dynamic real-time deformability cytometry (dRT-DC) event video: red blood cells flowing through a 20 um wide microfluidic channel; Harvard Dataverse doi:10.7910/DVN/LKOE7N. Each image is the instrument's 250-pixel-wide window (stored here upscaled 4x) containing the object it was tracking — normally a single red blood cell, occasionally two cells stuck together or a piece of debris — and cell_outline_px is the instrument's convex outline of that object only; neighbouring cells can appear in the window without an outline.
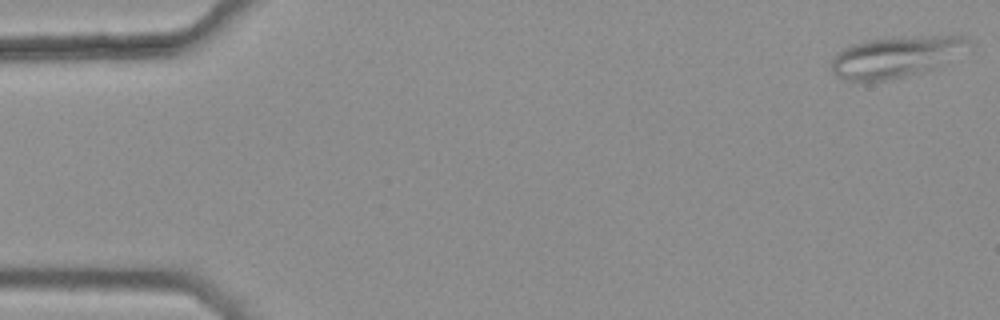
{"species": "common noctule bat (a hibernating species)", "species_latin": "Nyctalus noctula", "temperature_condition": "warm", "stored_images_in_passage": 48, "camera_frame_rate_fps": 3000, "um_per_image_px": 0.085, "animal": {"sex": "female", "body_mass_g": 25.1}, "frame": {"image": 1, "passage_image": 1, "time_ms": 0.0, "image_size_px": [1000, 320], "cell_outline_px": [[972, 44], [940, 64], [932, 68], [920, 72], [904, 76], [884, 80], [840, 80], [832, 72], [832, 56], [836, 52], [852, 44], [868, 40], [904, 36], [968, 36]], "centroid_in_image_um": [76.08, 4.81], "position_along_channel_um": 8.9, "area_um2": 32.37}}
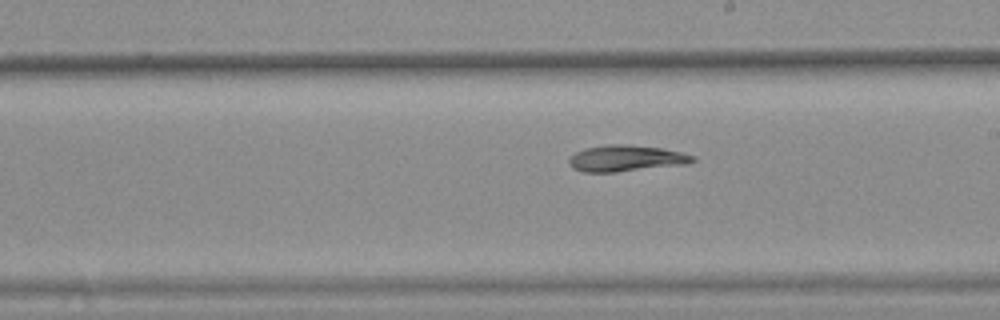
{"frame": {"image": 2, "passage_image": 30, "time_ms": 9.667, "image_size_px": [1000, 320], "cell_outline_px": [[696, 160], [688, 164], [616, 172], [584, 172], [572, 168], [568, 164], [568, 160], [576, 152], [584, 148], [608, 144], [628, 144], [660, 148], [680, 152], [696, 156]], "centroid_in_image_um": [53.21, 13.46], "position_along_channel_um": 235.8, "area_um2": 19.02}}
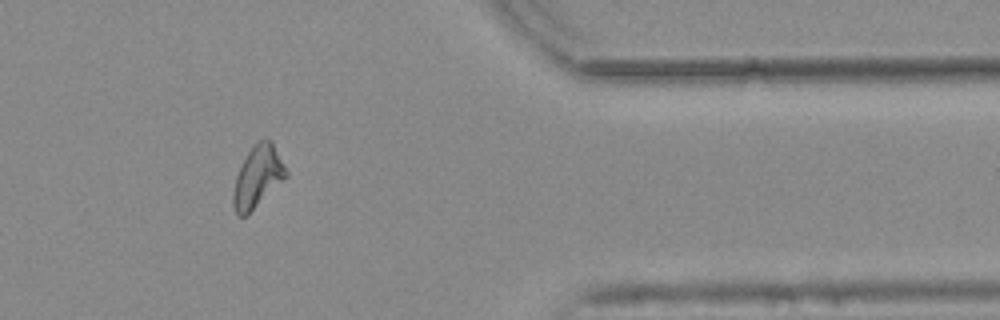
{"frame": {"image": 3, "passage_image": 44, "time_ms": 14.333, "image_size_px": [1000, 320], "cell_outline_px": [[288, 176], [244, 216], [236, 216], [232, 204], [232, 196], [236, 176], [248, 152], [260, 140], [272, 140], [288, 172]], "centroid_in_image_um": [21.9, 15.02], "position_along_channel_um": 389.5, "area_um2": 18.44}}